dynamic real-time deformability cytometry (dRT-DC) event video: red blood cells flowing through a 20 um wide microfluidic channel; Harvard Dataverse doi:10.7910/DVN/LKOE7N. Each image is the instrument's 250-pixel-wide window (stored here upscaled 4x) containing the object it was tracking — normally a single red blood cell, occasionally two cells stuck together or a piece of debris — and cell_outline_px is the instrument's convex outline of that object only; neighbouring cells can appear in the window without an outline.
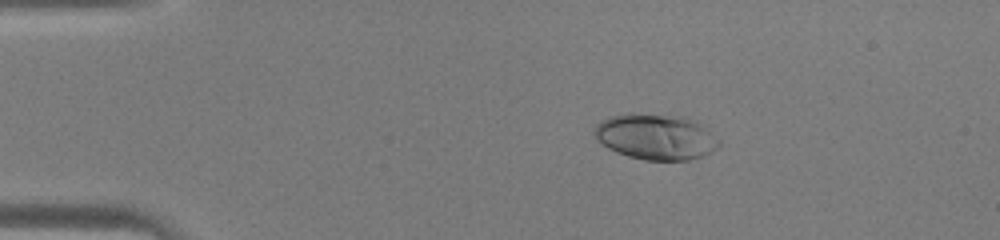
{"species": "human", "species_latin": "Homo sapiens", "temperature_condition": "warm", "stored_images_in_passage": 39, "camera_frame_rate_fps": 3000, "um_per_image_px": 0.085, "donor": {"sex": "male"}, "frame": {"image": 1, "passage_image": 2, "time_ms": 0.333, "image_size_px": [1000, 240], "cell_outline_px": [[720, 144], [716, 148], [704, 156], [688, 160], [644, 160], [628, 156], [616, 152], [608, 148], [596, 140], [592, 132], [596, 124], [612, 116], [688, 116], [708, 124], [720, 140]], "centroid_in_image_um": [55.85, 11.65], "position_along_channel_um": 29.2, "area_um2": 33.18}}
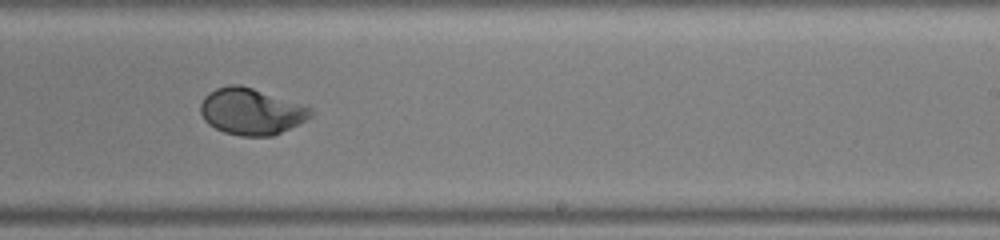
{"frame": {"image": 2, "passage_image": 22, "time_ms": 7.0, "image_size_px": [1000, 240], "cell_outline_px": [[312, 116], [272, 136], [240, 136], [224, 132], [208, 124], [204, 120], [200, 112], [200, 104], [204, 96], [208, 92], [216, 88], [228, 84], [240, 84], [312, 108]], "centroid_in_image_um": [21.28, 9.47], "position_along_channel_um": 267.7, "area_um2": 29.54}}
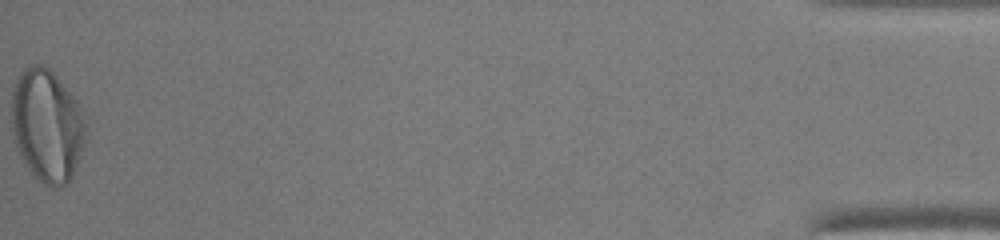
{"frame": {"image": 3, "passage_image": 39, "time_ms": 12.667, "image_size_px": [1000, 240], "cell_outline_px": [[84, 144], [72, 176], [68, 184], [60, 188], [44, 184], [32, 172], [20, 156], [12, 140], [12, 92], [16, 80], [20, 72], [24, 68], [32, 64], [40, 64], [48, 68], [56, 76], [76, 100], [84, 116]], "centroid_in_image_um": [3.97, 10.67], "position_along_channel_um": 431.2, "area_um2": 48.38}}